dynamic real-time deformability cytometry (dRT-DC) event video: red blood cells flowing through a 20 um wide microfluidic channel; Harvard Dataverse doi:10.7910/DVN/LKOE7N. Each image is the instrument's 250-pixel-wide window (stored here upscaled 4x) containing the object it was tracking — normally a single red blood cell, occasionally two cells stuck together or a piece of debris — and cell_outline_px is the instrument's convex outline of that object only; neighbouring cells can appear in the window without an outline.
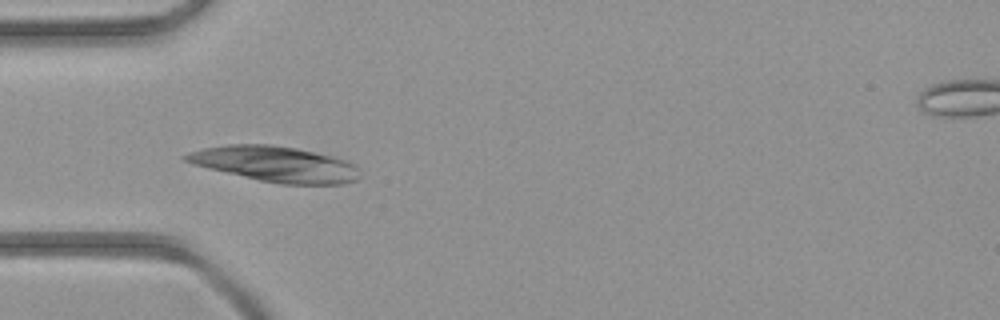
{"species": "common noctule bat (a hibernating species)", "species_latin": "Nyctalus noctula", "temperature_condition": "room temperature", "stored_images_in_passage": 4, "camera_frame_rate_fps": 3000, "um_per_image_px": 0.085, "animal": {"sex": "female", "body_mass_g": 21.9}, "frame": {"image": 1, "passage_image": 4, "time_ms": 3.333, "image_size_px": [1000, 320], "cell_outline_px": [[360, 180], [344, 184], [280, 184], [260, 180], [208, 168], [192, 164], [184, 160], [180, 156], [188, 152], [204, 148], [228, 144], [272, 144], [296, 148], [316, 152], [332, 156], [344, 160], [352, 164], [356, 168], [360, 176]], "centroid_in_image_um": [23.39, 13.94], "position_along_channel_um": 61.6, "area_um2": 35.95}}